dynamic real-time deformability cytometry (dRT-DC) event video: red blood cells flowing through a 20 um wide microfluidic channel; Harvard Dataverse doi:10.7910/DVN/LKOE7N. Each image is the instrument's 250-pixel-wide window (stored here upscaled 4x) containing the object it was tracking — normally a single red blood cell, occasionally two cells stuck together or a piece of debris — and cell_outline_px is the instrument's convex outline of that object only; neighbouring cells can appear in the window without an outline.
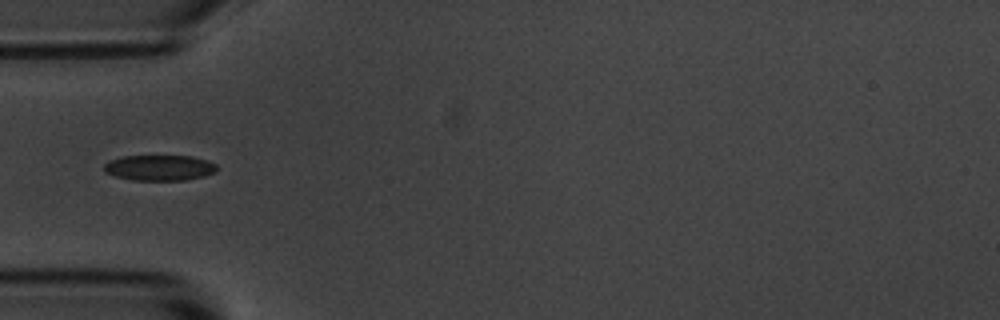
{"species": "common noctule bat (a hibernating species)", "species_latin": "Nyctalus noctula", "temperature_condition": "room temperature", "stored_images_in_passage": 9, "camera_frame_rate_fps": 3000, "um_per_image_px": 0.085, "animal": {"sex": "male", "body_mass_g": 20.1, "forearm_length_mm": 53.5}, "frame": {"image": 1, "passage_image": 4, "time_ms": 3.333, "image_size_px": [1000, 320], "cell_outline_px": [[216, 172], [204, 176], [184, 180], [132, 180], [116, 176], [104, 172], [104, 164], [112, 160], [124, 156], [192, 156], [208, 160], [216, 164]], "centroid_in_image_um": [13.58, 14.26], "position_along_channel_um": 71.4, "area_um2": 16.76}}
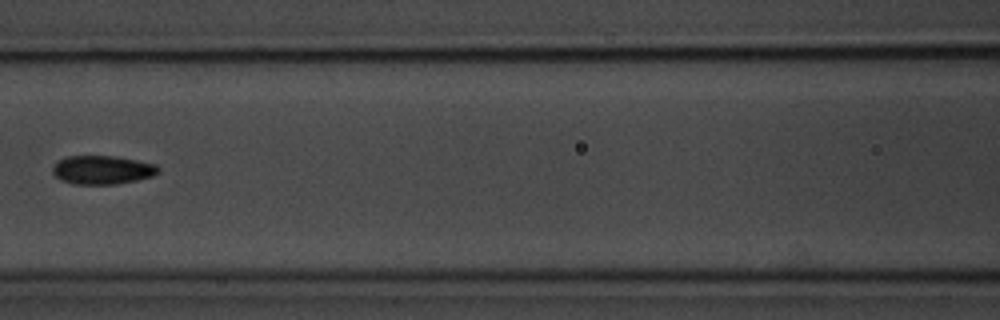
{"frame": {"image": 2, "passage_image": 6, "time_ms": 5.667, "image_size_px": [1000, 320], "cell_outline_px": [[160, 172], [152, 176], [136, 180], [116, 184], [72, 184], [60, 180], [52, 172], [52, 168], [56, 160], [68, 156], [116, 156], [156, 164], [160, 168]], "centroid_in_image_um": [8.68, 14.44], "position_along_channel_um": 157.9, "area_um2": 17.8}}
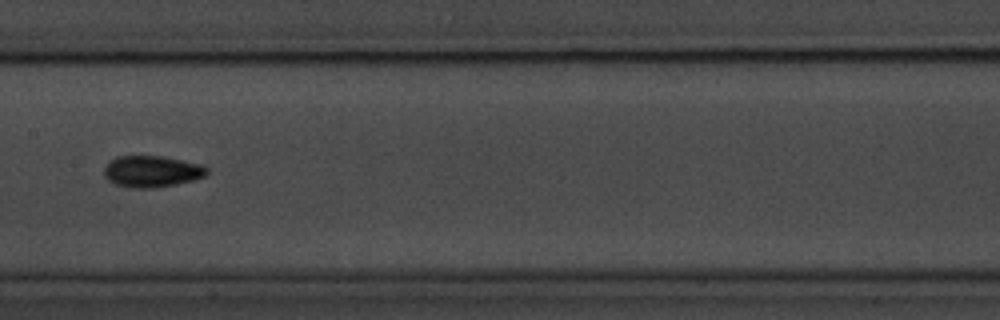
{"frame": {"image": 3, "passage_image": 7, "time_ms": 6.667, "image_size_px": [1000, 320], "cell_outline_px": [[208, 172], [204, 176], [192, 180], [176, 184], [152, 188], [132, 188], [116, 184], [108, 180], [104, 176], [104, 168], [116, 156], [160, 156], [204, 164], [208, 168]], "centroid_in_image_um": [12.92, 14.57], "position_along_channel_um": 194.5, "area_um2": 18.79}}